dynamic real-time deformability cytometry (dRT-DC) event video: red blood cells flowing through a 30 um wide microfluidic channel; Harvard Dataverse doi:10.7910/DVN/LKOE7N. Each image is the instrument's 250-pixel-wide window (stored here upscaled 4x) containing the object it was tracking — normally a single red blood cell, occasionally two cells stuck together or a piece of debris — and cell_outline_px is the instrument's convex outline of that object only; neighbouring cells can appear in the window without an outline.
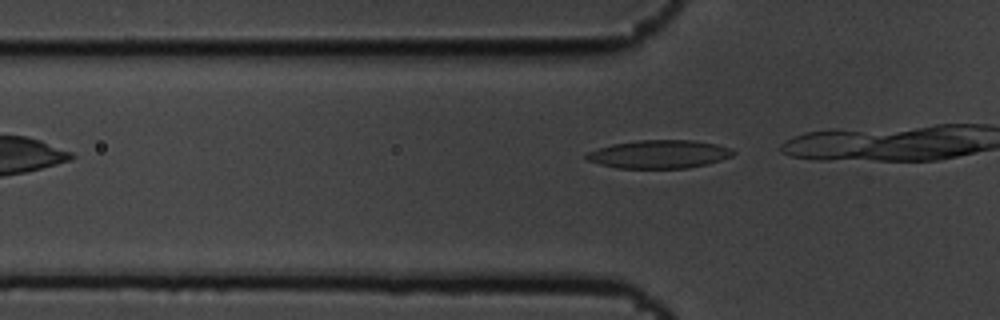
{"species": "common noctule bat (a hibernating species)", "species_latin": "Nyctalus noctula", "temperature_condition": "cold", "stored_images_in_passage": 3, "camera_frame_rate_fps": 3000, "um_per_image_px": 0.085, "animal": {"sex": "male", "body_mass_g": 19.5, "forearm_length_mm": 54.6}, "frame": {"image": 1, "passage_image": 3, "time_ms": 0.667, "image_size_px": [1000, 320], "cell_outline_px": [[736, 152], [732, 156], [708, 164], [688, 168], [616, 168], [600, 164], [588, 160], [584, 156], [588, 152], [612, 144], [640, 140], [692, 140], [716, 144], [732, 148]], "centroid_in_image_um": [56.06, 13.11], "position_along_channel_um": 69.7, "area_um2": 24.1}}